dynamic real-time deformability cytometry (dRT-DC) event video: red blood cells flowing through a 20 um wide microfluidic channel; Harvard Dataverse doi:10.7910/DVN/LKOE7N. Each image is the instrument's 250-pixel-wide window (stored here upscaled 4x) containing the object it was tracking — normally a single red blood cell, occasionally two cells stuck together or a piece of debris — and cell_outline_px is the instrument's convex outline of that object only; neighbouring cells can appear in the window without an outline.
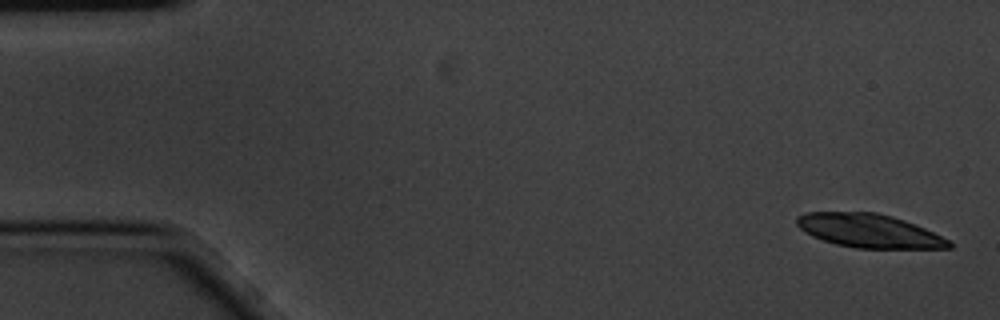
{"species": "common noctule bat (a hibernating species)", "species_latin": "Nyctalus noctula", "temperature_condition": "cold", "stored_images_in_passage": 8, "camera_frame_rate_fps": 3000, "um_per_image_px": 0.085, "animal": {"sex": "male", "body_mass_g": 20.1, "forearm_length_mm": 53.5}, "frame": {"image": 1, "passage_image": 1, "time_ms": 0.0, "image_size_px": [1000, 320], "cell_outline_px": [[952, 248], [856, 248], [836, 244], [812, 236], [804, 232], [796, 224], [796, 216], [804, 212], [876, 212], [892, 216], [916, 224], [948, 240], [952, 244]], "centroid_in_image_um": [73.83, 19.61], "position_along_channel_um": 11.2, "area_um2": 29.71}}
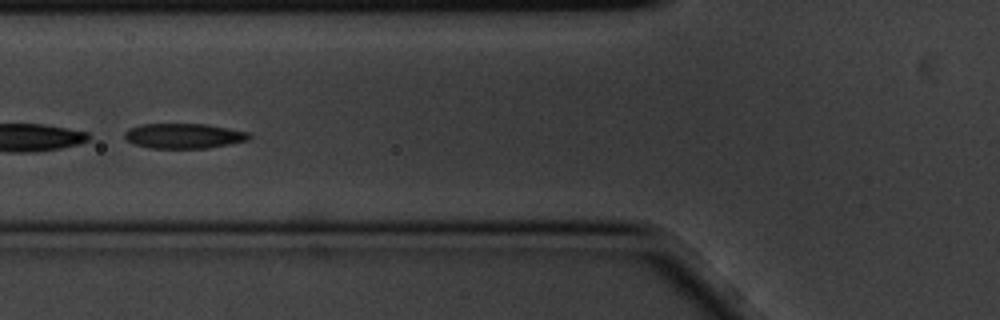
{"frame": {"image": 2, "passage_image": 6, "time_ms": 1.667, "image_size_px": [1000, 320], "cell_outline_px": [[252, 136], [248, 140], [208, 148], [148, 148], [132, 144], [124, 140], [124, 132], [128, 128], [140, 124], [204, 124], [228, 128], [248, 132]], "centroid_in_image_um": [15.55, 11.55], "position_along_channel_um": 110.2, "area_um2": 18.32}}
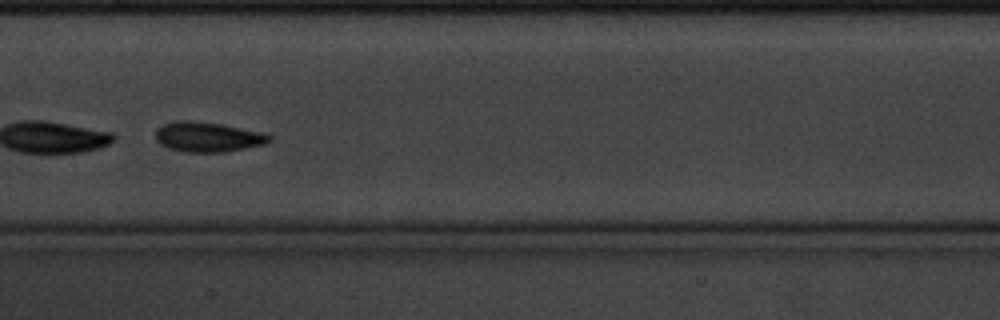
{"frame": {"image": 3, "passage_image": 8, "time_ms": 2.333, "image_size_px": [1000, 320], "cell_outline_px": [[272, 140], [264, 144], [224, 152], [184, 152], [168, 148], [160, 144], [156, 140], [156, 128], [164, 124], [176, 120], [188, 120], [220, 124], [264, 132], [272, 136]], "centroid_in_image_um": [17.65, 11.64], "position_along_channel_um": 189.7, "area_um2": 19.88}}